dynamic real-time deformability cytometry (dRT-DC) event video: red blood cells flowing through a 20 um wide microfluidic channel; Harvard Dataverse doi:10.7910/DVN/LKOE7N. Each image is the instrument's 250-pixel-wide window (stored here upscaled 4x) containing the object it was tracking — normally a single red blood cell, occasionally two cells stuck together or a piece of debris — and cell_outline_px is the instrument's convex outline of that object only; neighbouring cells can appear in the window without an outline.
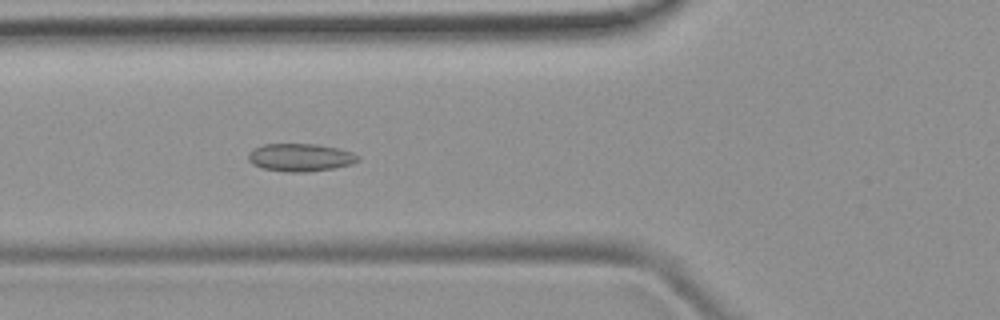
{"species": "common noctule bat (a hibernating species)", "species_latin": "Nyctalus noctula", "temperature_condition": "room temperature", "stored_images_in_passage": 4, "camera_frame_rate_fps": 3000, "um_per_image_px": 0.085, "animal": {"sex": "female", "body_mass_g": 19.9}, "frame": {"image": 1, "passage_image": 4, "time_ms": 4.333, "image_size_px": [1000, 320], "cell_outline_px": [[360, 160], [352, 164], [332, 168], [308, 172], [284, 172], [260, 168], [252, 164], [248, 160], [248, 152], [252, 148], [264, 144], [316, 144], [340, 148], [352, 152], [360, 156]], "centroid_in_image_um": [25.51, 13.38], "position_along_channel_um": 100.3, "area_um2": 18.09}}